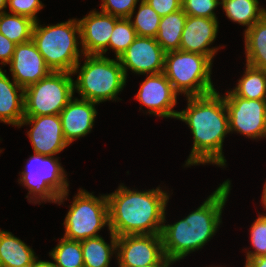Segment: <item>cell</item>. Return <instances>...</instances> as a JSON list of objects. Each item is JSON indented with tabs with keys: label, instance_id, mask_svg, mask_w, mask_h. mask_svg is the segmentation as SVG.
Instances as JSON below:
<instances>
[{
	"label": "cell",
	"instance_id": "cell-1",
	"mask_svg": "<svg viewBox=\"0 0 266 267\" xmlns=\"http://www.w3.org/2000/svg\"><path fill=\"white\" fill-rule=\"evenodd\" d=\"M186 109L179 111L177 120L185 122L193 134V147L184 167L200 164L226 166L223 142L229 130L224 96L214 91L203 96L186 97Z\"/></svg>",
	"mask_w": 266,
	"mask_h": 267
},
{
	"label": "cell",
	"instance_id": "cell-2",
	"mask_svg": "<svg viewBox=\"0 0 266 267\" xmlns=\"http://www.w3.org/2000/svg\"><path fill=\"white\" fill-rule=\"evenodd\" d=\"M230 190L231 181L227 179L195 211L173 224H166L164 215L163 250L173 264L203 248L216 235Z\"/></svg>",
	"mask_w": 266,
	"mask_h": 267
},
{
	"label": "cell",
	"instance_id": "cell-3",
	"mask_svg": "<svg viewBox=\"0 0 266 267\" xmlns=\"http://www.w3.org/2000/svg\"><path fill=\"white\" fill-rule=\"evenodd\" d=\"M109 207V231L115 236L161 234L170 194L160 186L138 191L123 183L106 194Z\"/></svg>",
	"mask_w": 266,
	"mask_h": 267
},
{
	"label": "cell",
	"instance_id": "cell-4",
	"mask_svg": "<svg viewBox=\"0 0 266 267\" xmlns=\"http://www.w3.org/2000/svg\"><path fill=\"white\" fill-rule=\"evenodd\" d=\"M83 57V65L81 66L79 61L72 71V75L78 73L77 79L73 80L74 92H77L80 98L97 104L121 100L117 95L126 86L127 79L119 59L102 55Z\"/></svg>",
	"mask_w": 266,
	"mask_h": 267
},
{
	"label": "cell",
	"instance_id": "cell-5",
	"mask_svg": "<svg viewBox=\"0 0 266 267\" xmlns=\"http://www.w3.org/2000/svg\"><path fill=\"white\" fill-rule=\"evenodd\" d=\"M35 22L32 41L43 56L51 71L72 73L75 65L83 58L80 24L77 18L42 26Z\"/></svg>",
	"mask_w": 266,
	"mask_h": 267
},
{
	"label": "cell",
	"instance_id": "cell-6",
	"mask_svg": "<svg viewBox=\"0 0 266 267\" xmlns=\"http://www.w3.org/2000/svg\"><path fill=\"white\" fill-rule=\"evenodd\" d=\"M19 174V184L28 189L26 198L29 203L61 205L67 200L69 181L58 157L34 153Z\"/></svg>",
	"mask_w": 266,
	"mask_h": 267
},
{
	"label": "cell",
	"instance_id": "cell-7",
	"mask_svg": "<svg viewBox=\"0 0 266 267\" xmlns=\"http://www.w3.org/2000/svg\"><path fill=\"white\" fill-rule=\"evenodd\" d=\"M213 61L205 55L182 50L165 53L164 74L178 95L203 96L216 89L211 80Z\"/></svg>",
	"mask_w": 266,
	"mask_h": 267
},
{
	"label": "cell",
	"instance_id": "cell-8",
	"mask_svg": "<svg viewBox=\"0 0 266 267\" xmlns=\"http://www.w3.org/2000/svg\"><path fill=\"white\" fill-rule=\"evenodd\" d=\"M65 216L64 238L82 241L101 236L105 226L109 230V207L106 194L96 197L93 192L79 188Z\"/></svg>",
	"mask_w": 266,
	"mask_h": 267
},
{
	"label": "cell",
	"instance_id": "cell-9",
	"mask_svg": "<svg viewBox=\"0 0 266 267\" xmlns=\"http://www.w3.org/2000/svg\"><path fill=\"white\" fill-rule=\"evenodd\" d=\"M72 73L52 71L24 89V116L59 115L74 96Z\"/></svg>",
	"mask_w": 266,
	"mask_h": 267
},
{
	"label": "cell",
	"instance_id": "cell-10",
	"mask_svg": "<svg viewBox=\"0 0 266 267\" xmlns=\"http://www.w3.org/2000/svg\"><path fill=\"white\" fill-rule=\"evenodd\" d=\"M223 96L230 133L237 132L256 140L266 138V100L244 99L231 90Z\"/></svg>",
	"mask_w": 266,
	"mask_h": 267
},
{
	"label": "cell",
	"instance_id": "cell-11",
	"mask_svg": "<svg viewBox=\"0 0 266 267\" xmlns=\"http://www.w3.org/2000/svg\"><path fill=\"white\" fill-rule=\"evenodd\" d=\"M116 259L119 267H140L172 263L164 254L161 234H138L117 237Z\"/></svg>",
	"mask_w": 266,
	"mask_h": 267
},
{
	"label": "cell",
	"instance_id": "cell-12",
	"mask_svg": "<svg viewBox=\"0 0 266 267\" xmlns=\"http://www.w3.org/2000/svg\"><path fill=\"white\" fill-rule=\"evenodd\" d=\"M165 53L155 38L137 36L118 59L127 79L128 69L138 75L164 72Z\"/></svg>",
	"mask_w": 266,
	"mask_h": 267
},
{
	"label": "cell",
	"instance_id": "cell-13",
	"mask_svg": "<svg viewBox=\"0 0 266 267\" xmlns=\"http://www.w3.org/2000/svg\"><path fill=\"white\" fill-rule=\"evenodd\" d=\"M30 125L27 131L34 153L55 156L69 146L64 138L59 115L24 116L18 128Z\"/></svg>",
	"mask_w": 266,
	"mask_h": 267
},
{
	"label": "cell",
	"instance_id": "cell-14",
	"mask_svg": "<svg viewBox=\"0 0 266 267\" xmlns=\"http://www.w3.org/2000/svg\"><path fill=\"white\" fill-rule=\"evenodd\" d=\"M178 94L163 72L147 75L141 83L135 96L136 100L148 108L150 115L161 118L177 119L178 112L174 110Z\"/></svg>",
	"mask_w": 266,
	"mask_h": 267
},
{
	"label": "cell",
	"instance_id": "cell-15",
	"mask_svg": "<svg viewBox=\"0 0 266 267\" xmlns=\"http://www.w3.org/2000/svg\"><path fill=\"white\" fill-rule=\"evenodd\" d=\"M8 65L13 80L23 89L52 72L32 40L16 45Z\"/></svg>",
	"mask_w": 266,
	"mask_h": 267
},
{
	"label": "cell",
	"instance_id": "cell-16",
	"mask_svg": "<svg viewBox=\"0 0 266 267\" xmlns=\"http://www.w3.org/2000/svg\"><path fill=\"white\" fill-rule=\"evenodd\" d=\"M119 19L96 9L78 19L83 54L101 55L109 47L110 36Z\"/></svg>",
	"mask_w": 266,
	"mask_h": 267
},
{
	"label": "cell",
	"instance_id": "cell-17",
	"mask_svg": "<svg viewBox=\"0 0 266 267\" xmlns=\"http://www.w3.org/2000/svg\"><path fill=\"white\" fill-rule=\"evenodd\" d=\"M218 18L187 15L181 35L180 50L208 56L212 61L219 47H211L219 28Z\"/></svg>",
	"mask_w": 266,
	"mask_h": 267
},
{
	"label": "cell",
	"instance_id": "cell-18",
	"mask_svg": "<svg viewBox=\"0 0 266 267\" xmlns=\"http://www.w3.org/2000/svg\"><path fill=\"white\" fill-rule=\"evenodd\" d=\"M96 105L95 102L73 97L60 112L63 135L69 145L91 132L98 115Z\"/></svg>",
	"mask_w": 266,
	"mask_h": 267
},
{
	"label": "cell",
	"instance_id": "cell-19",
	"mask_svg": "<svg viewBox=\"0 0 266 267\" xmlns=\"http://www.w3.org/2000/svg\"><path fill=\"white\" fill-rule=\"evenodd\" d=\"M23 118L24 89L0 67V122L19 127Z\"/></svg>",
	"mask_w": 266,
	"mask_h": 267
},
{
	"label": "cell",
	"instance_id": "cell-20",
	"mask_svg": "<svg viewBox=\"0 0 266 267\" xmlns=\"http://www.w3.org/2000/svg\"><path fill=\"white\" fill-rule=\"evenodd\" d=\"M38 258L34 250L12 232L0 229V267H24Z\"/></svg>",
	"mask_w": 266,
	"mask_h": 267
},
{
	"label": "cell",
	"instance_id": "cell-21",
	"mask_svg": "<svg viewBox=\"0 0 266 267\" xmlns=\"http://www.w3.org/2000/svg\"><path fill=\"white\" fill-rule=\"evenodd\" d=\"M109 233L110 244L102 236L81 241L84 267H109L111 257L117 254V236Z\"/></svg>",
	"mask_w": 266,
	"mask_h": 267
},
{
	"label": "cell",
	"instance_id": "cell-22",
	"mask_svg": "<svg viewBox=\"0 0 266 267\" xmlns=\"http://www.w3.org/2000/svg\"><path fill=\"white\" fill-rule=\"evenodd\" d=\"M246 64L266 71V14L244 32Z\"/></svg>",
	"mask_w": 266,
	"mask_h": 267
},
{
	"label": "cell",
	"instance_id": "cell-23",
	"mask_svg": "<svg viewBox=\"0 0 266 267\" xmlns=\"http://www.w3.org/2000/svg\"><path fill=\"white\" fill-rule=\"evenodd\" d=\"M186 18L182 8L161 18L155 39L165 52L180 50Z\"/></svg>",
	"mask_w": 266,
	"mask_h": 267
},
{
	"label": "cell",
	"instance_id": "cell-24",
	"mask_svg": "<svg viewBox=\"0 0 266 267\" xmlns=\"http://www.w3.org/2000/svg\"><path fill=\"white\" fill-rule=\"evenodd\" d=\"M221 5L229 20L246 26L244 32L266 14L258 0H223Z\"/></svg>",
	"mask_w": 266,
	"mask_h": 267
},
{
	"label": "cell",
	"instance_id": "cell-25",
	"mask_svg": "<svg viewBox=\"0 0 266 267\" xmlns=\"http://www.w3.org/2000/svg\"><path fill=\"white\" fill-rule=\"evenodd\" d=\"M231 91L244 99L266 100V71L246 64L244 74Z\"/></svg>",
	"mask_w": 266,
	"mask_h": 267
},
{
	"label": "cell",
	"instance_id": "cell-26",
	"mask_svg": "<svg viewBox=\"0 0 266 267\" xmlns=\"http://www.w3.org/2000/svg\"><path fill=\"white\" fill-rule=\"evenodd\" d=\"M35 21L32 19L5 12L0 14V33L15 44L32 40Z\"/></svg>",
	"mask_w": 266,
	"mask_h": 267
},
{
	"label": "cell",
	"instance_id": "cell-27",
	"mask_svg": "<svg viewBox=\"0 0 266 267\" xmlns=\"http://www.w3.org/2000/svg\"><path fill=\"white\" fill-rule=\"evenodd\" d=\"M49 256L56 267H84L81 241L62 237Z\"/></svg>",
	"mask_w": 266,
	"mask_h": 267
},
{
	"label": "cell",
	"instance_id": "cell-28",
	"mask_svg": "<svg viewBox=\"0 0 266 267\" xmlns=\"http://www.w3.org/2000/svg\"><path fill=\"white\" fill-rule=\"evenodd\" d=\"M135 10L136 8L131 13L129 19L137 33V36L155 38L158 33V26L162 17L159 16L145 0H140L137 13H135ZM134 14H136V16L133 19Z\"/></svg>",
	"mask_w": 266,
	"mask_h": 267
},
{
	"label": "cell",
	"instance_id": "cell-29",
	"mask_svg": "<svg viewBox=\"0 0 266 267\" xmlns=\"http://www.w3.org/2000/svg\"><path fill=\"white\" fill-rule=\"evenodd\" d=\"M110 37L109 47L101 55L105 56L110 48L114 51L115 58H119L136 39L137 33L129 18H120L115 23Z\"/></svg>",
	"mask_w": 266,
	"mask_h": 267
},
{
	"label": "cell",
	"instance_id": "cell-30",
	"mask_svg": "<svg viewBox=\"0 0 266 267\" xmlns=\"http://www.w3.org/2000/svg\"><path fill=\"white\" fill-rule=\"evenodd\" d=\"M250 243L254 249L246 252V259L266 255V214H258L250 228Z\"/></svg>",
	"mask_w": 266,
	"mask_h": 267
},
{
	"label": "cell",
	"instance_id": "cell-31",
	"mask_svg": "<svg viewBox=\"0 0 266 267\" xmlns=\"http://www.w3.org/2000/svg\"><path fill=\"white\" fill-rule=\"evenodd\" d=\"M220 4L219 0H182V9L190 16L218 18L214 11Z\"/></svg>",
	"mask_w": 266,
	"mask_h": 267
},
{
	"label": "cell",
	"instance_id": "cell-32",
	"mask_svg": "<svg viewBox=\"0 0 266 267\" xmlns=\"http://www.w3.org/2000/svg\"><path fill=\"white\" fill-rule=\"evenodd\" d=\"M7 7L11 14L25 16L37 22V13L44 4L40 0H7Z\"/></svg>",
	"mask_w": 266,
	"mask_h": 267
},
{
	"label": "cell",
	"instance_id": "cell-33",
	"mask_svg": "<svg viewBox=\"0 0 266 267\" xmlns=\"http://www.w3.org/2000/svg\"><path fill=\"white\" fill-rule=\"evenodd\" d=\"M101 12L118 18H129L139 0H101Z\"/></svg>",
	"mask_w": 266,
	"mask_h": 267
},
{
	"label": "cell",
	"instance_id": "cell-34",
	"mask_svg": "<svg viewBox=\"0 0 266 267\" xmlns=\"http://www.w3.org/2000/svg\"><path fill=\"white\" fill-rule=\"evenodd\" d=\"M148 4L163 17L176 12L182 8V0H145Z\"/></svg>",
	"mask_w": 266,
	"mask_h": 267
},
{
	"label": "cell",
	"instance_id": "cell-35",
	"mask_svg": "<svg viewBox=\"0 0 266 267\" xmlns=\"http://www.w3.org/2000/svg\"><path fill=\"white\" fill-rule=\"evenodd\" d=\"M17 44L10 41L6 36L0 33V64L6 66L10 63Z\"/></svg>",
	"mask_w": 266,
	"mask_h": 267
},
{
	"label": "cell",
	"instance_id": "cell-36",
	"mask_svg": "<svg viewBox=\"0 0 266 267\" xmlns=\"http://www.w3.org/2000/svg\"><path fill=\"white\" fill-rule=\"evenodd\" d=\"M245 260V267H266V255Z\"/></svg>",
	"mask_w": 266,
	"mask_h": 267
},
{
	"label": "cell",
	"instance_id": "cell-37",
	"mask_svg": "<svg viewBox=\"0 0 266 267\" xmlns=\"http://www.w3.org/2000/svg\"><path fill=\"white\" fill-rule=\"evenodd\" d=\"M33 267H56L54 265L53 262L50 261H45V260H39V258H37L34 263H33Z\"/></svg>",
	"mask_w": 266,
	"mask_h": 267
},
{
	"label": "cell",
	"instance_id": "cell-38",
	"mask_svg": "<svg viewBox=\"0 0 266 267\" xmlns=\"http://www.w3.org/2000/svg\"><path fill=\"white\" fill-rule=\"evenodd\" d=\"M261 202H262L264 210H266V181H265L264 187H263V193H262V196H261Z\"/></svg>",
	"mask_w": 266,
	"mask_h": 267
},
{
	"label": "cell",
	"instance_id": "cell-39",
	"mask_svg": "<svg viewBox=\"0 0 266 267\" xmlns=\"http://www.w3.org/2000/svg\"><path fill=\"white\" fill-rule=\"evenodd\" d=\"M173 263H156V264H149L146 266H140V267H170Z\"/></svg>",
	"mask_w": 266,
	"mask_h": 267
},
{
	"label": "cell",
	"instance_id": "cell-40",
	"mask_svg": "<svg viewBox=\"0 0 266 267\" xmlns=\"http://www.w3.org/2000/svg\"><path fill=\"white\" fill-rule=\"evenodd\" d=\"M7 0H0V14L7 12Z\"/></svg>",
	"mask_w": 266,
	"mask_h": 267
}]
</instances>
